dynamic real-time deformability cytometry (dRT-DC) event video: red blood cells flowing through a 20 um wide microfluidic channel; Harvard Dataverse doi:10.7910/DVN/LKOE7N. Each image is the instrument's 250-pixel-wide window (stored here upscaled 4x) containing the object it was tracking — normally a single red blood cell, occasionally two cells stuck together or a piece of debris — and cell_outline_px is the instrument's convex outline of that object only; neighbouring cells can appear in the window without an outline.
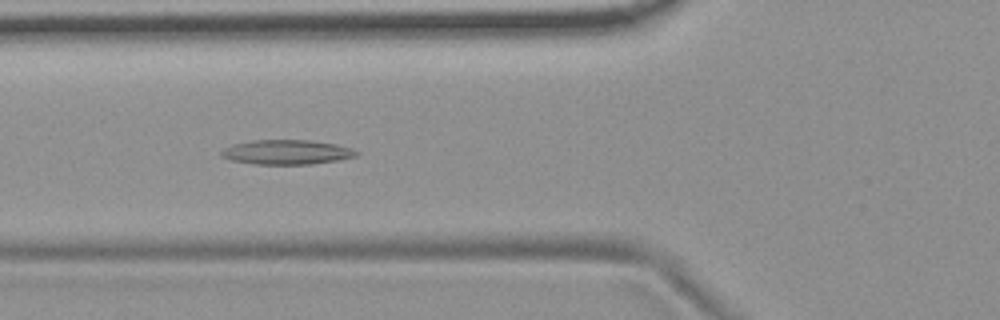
{"species": "common noctule bat (a hibernating species)", "species_latin": "Nyctalus noctula", "temperature_condition": "room temperature", "stored_images_in_passage": 56, "camera_frame_rate_fps": 3000, "um_per_image_px": 0.085, "animal": {"sex": "female", "body_mass_g": 19.9}, "frame": {"image": 1, "passage_image": 21, "time_ms": 6.667, "image_size_px": [1000, 320], "cell_outline_px": [[360, 152], [356, 156], [340, 160], [312, 164], [252, 164], [232, 160], [220, 156], [220, 152], [224, 148], [232, 144], [252, 140], [308, 140], [332, 144], [348, 148]], "centroid_in_image_um": [24.32, 12.94], "position_along_channel_um": 101.5, "area_um2": 19.25}}
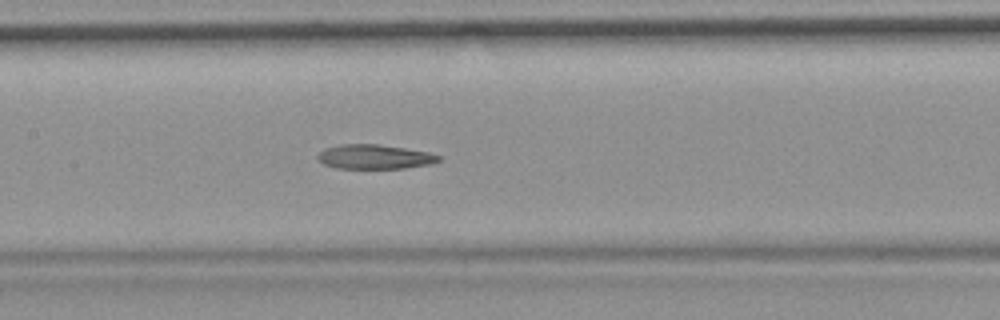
{"frame": {"image": 2, "passage_image": 27, "time_ms": 8.667, "image_size_px": [1000, 320], "cell_outline_px": [[440, 160], [432, 164], [404, 168], [336, 168], [324, 164], [316, 156], [324, 148], [340, 144], [376, 144], [404, 148], [428, 152], [440, 156]], "centroid_in_image_um": [31.83, 13.32], "position_along_channel_um": 175.6, "area_um2": 17.11}}
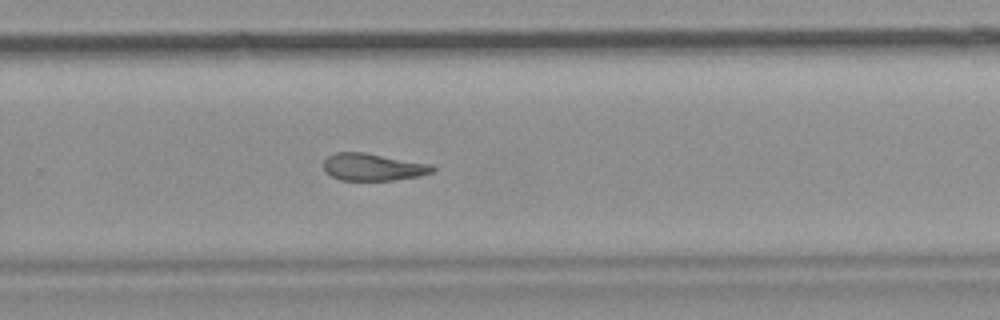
{"frame": {"image": 3, "passage_image": 37, "time_ms": 12.0, "image_size_px": [1000, 320], "cell_outline_px": [[436, 168], [432, 172], [420, 176], [392, 180], [340, 180], [332, 176], [324, 168], [324, 160], [328, 156], [336, 152], [364, 152], [432, 164]], "centroid_in_image_um": [31.73, 14.19], "position_along_channel_um": 298.1, "area_um2": 17.22}, "authors_computed_cell_mechanics": {"area_um2": 19.074, "velocity_mm_per_s": 3.7008, "shape_relaxation_time_tau1_ms": null, "shape_relaxation_time_tau2_ms": 8.3425, "deformation_change_tau1": null, "deformation_change_tau2": 0.1986}}